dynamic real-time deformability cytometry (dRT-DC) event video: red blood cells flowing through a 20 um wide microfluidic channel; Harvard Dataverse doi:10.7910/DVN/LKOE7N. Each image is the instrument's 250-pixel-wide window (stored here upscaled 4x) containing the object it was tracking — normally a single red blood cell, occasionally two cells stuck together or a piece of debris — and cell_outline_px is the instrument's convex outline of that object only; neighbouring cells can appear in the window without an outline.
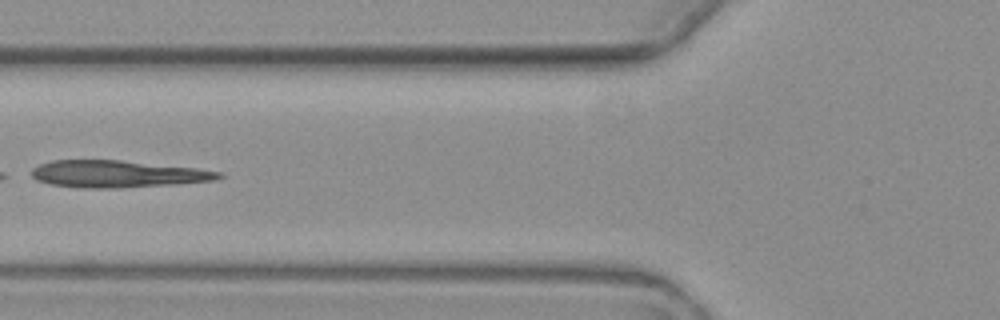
{"species": "common noctule bat (a hibernating species)", "species_latin": "Nyctalus noctula", "temperature_condition": "warm", "stored_images_in_passage": 4, "camera_frame_rate_fps": 3000, "um_per_image_px": 0.085, "animal": {"sex": "female", "body_mass_g": 19.3, "forearm_length_mm": 54.1}, "frame": {"image": 1, "passage_image": 4, "time_ms": 4.333, "image_size_px": [1000, 320], "cell_outline_px": [[224, 176], [216, 180], [172, 184], [120, 188], [92, 188], [52, 184], [36, 180], [32, 176], [32, 168], [40, 164], [52, 160], [120, 160], [196, 168], [224, 172]], "centroid_in_image_um": [10.02, 14.78], "position_along_channel_um": 115.8, "area_um2": 29.3}}